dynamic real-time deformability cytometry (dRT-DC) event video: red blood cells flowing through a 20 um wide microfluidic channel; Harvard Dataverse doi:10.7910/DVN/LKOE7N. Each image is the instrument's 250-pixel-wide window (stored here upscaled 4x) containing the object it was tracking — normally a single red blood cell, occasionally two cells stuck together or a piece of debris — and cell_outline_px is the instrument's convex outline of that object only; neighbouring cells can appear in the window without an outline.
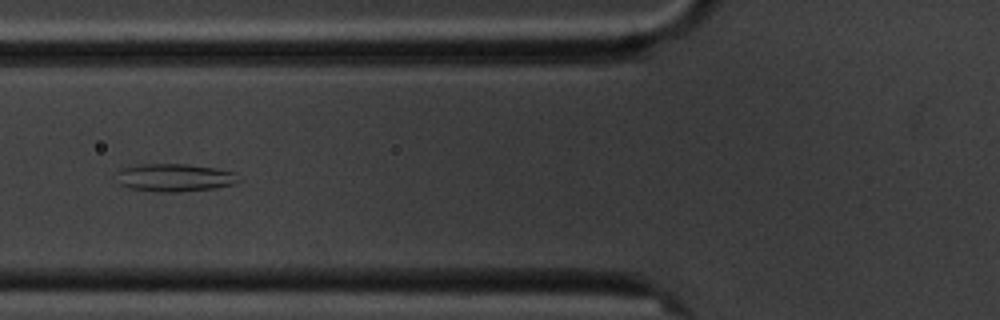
{"species": "common noctule bat (a hibernating species)", "species_latin": "Nyctalus noctula", "temperature_condition": "cold", "stored_images_in_passage": 10, "camera_frame_rate_fps": 3000, "um_per_image_px": 0.085, "animal": {"sex": "male", "body_mass_g": 20.1, "forearm_length_mm": 53.5}, "frame": {"image": 1, "passage_image": 6, "time_ms": 6.667, "image_size_px": [1000, 320], "cell_outline_px": [[244, 180], [236, 184], [212, 188], [180, 192], [160, 192], [128, 188], [120, 184], [116, 172], [120, 168], [140, 164], [188, 164], [216, 168], [236, 172]], "centroid_in_image_um": [14.9, 15.09], "position_along_channel_um": 110.9, "area_um2": 20.17}}
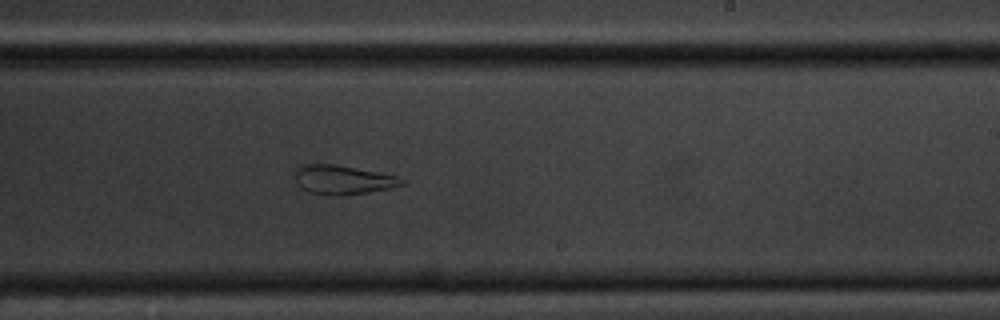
{"frame": {"image": 2, "passage_image": 10, "time_ms": 11.0, "image_size_px": [1000, 320], "cell_outline_px": [[404, 184], [388, 188], [368, 192], [340, 196], [336, 196], [308, 192], [300, 188], [296, 184], [296, 168], [300, 164], [336, 164], [396, 176], [404, 180]], "centroid_in_image_um": [29.07, 15.28], "position_along_channel_um": 259.9, "area_um2": 18.03}}